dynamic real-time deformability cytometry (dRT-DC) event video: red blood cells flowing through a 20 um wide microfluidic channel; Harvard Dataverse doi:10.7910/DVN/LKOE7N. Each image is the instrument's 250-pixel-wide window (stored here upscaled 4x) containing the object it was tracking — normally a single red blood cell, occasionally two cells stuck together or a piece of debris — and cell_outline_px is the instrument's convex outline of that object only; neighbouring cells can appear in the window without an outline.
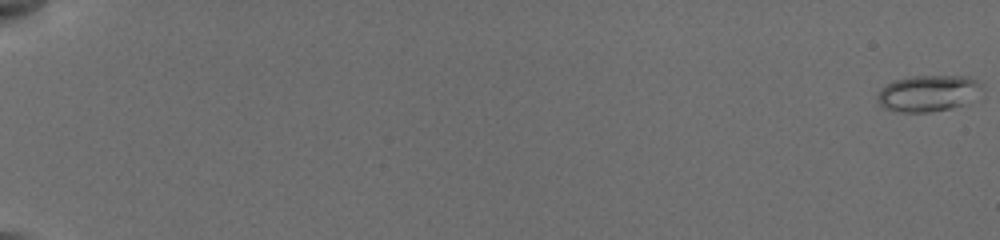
{"species": "common noctule bat (a hibernating species)", "species_latin": "Nyctalus noctula", "temperature_condition": "cold", "stored_images_in_passage": 58, "camera_frame_rate_fps": 3000, "um_per_image_px": 0.085, "animal": {"sex": "female", "body_mass_g": 19.5, "forearm_length_mm": 54.1}, "frame": {"image": 1, "passage_image": 1, "time_ms": 0.0, "image_size_px": [1000, 240], "cell_outline_px": [[976, 84], [964, 104], [952, 108], [928, 112], [900, 112], [884, 108], [876, 100], [876, 96], [888, 84], [896, 80], [916, 76], [968, 76], [976, 80]], "centroid_in_image_um": [78.73, 7.94], "position_along_channel_um": 6.3, "area_um2": 20.92}}
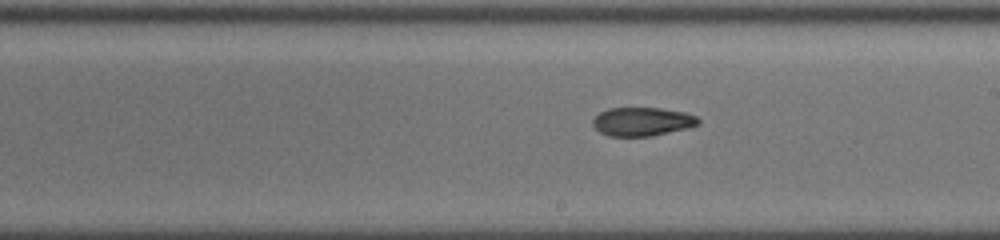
{"frame": {"image": 2, "passage_image": 36, "time_ms": 11.667, "image_size_px": [1000, 240], "cell_outline_px": [[700, 124], [684, 128], [648, 136], [608, 136], [600, 132], [592, 124], [592, 120], [600, 112], [608, 108], [660, 108], [684, 112], [696, 116], [700, 120]], "centroid_in_image_um": [54.55, 10.32], "position_along_channel_um": 234.4, "area_um2": 17.34}}
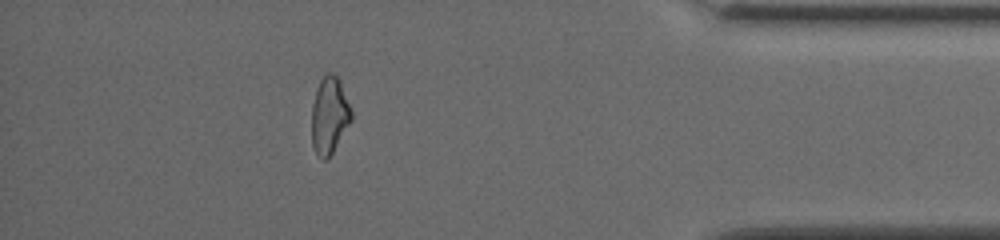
{"frame": {"image": 3, "passage_image": 52, "time_ms": 17.0, "image_size_px": [1000, 240], "cell_outline_px": [[352, 120], [332, 152], [324, 160], [316, 152], [312, 144], [312, 104], [316, 88], [320, 80], [328, 72], [332, 72], [340, 80], [352, 112]], "centroid_in_image_um": [28.0, 9.76], "position_along_channel_um": 407.2, "area_um2": 17.57}}